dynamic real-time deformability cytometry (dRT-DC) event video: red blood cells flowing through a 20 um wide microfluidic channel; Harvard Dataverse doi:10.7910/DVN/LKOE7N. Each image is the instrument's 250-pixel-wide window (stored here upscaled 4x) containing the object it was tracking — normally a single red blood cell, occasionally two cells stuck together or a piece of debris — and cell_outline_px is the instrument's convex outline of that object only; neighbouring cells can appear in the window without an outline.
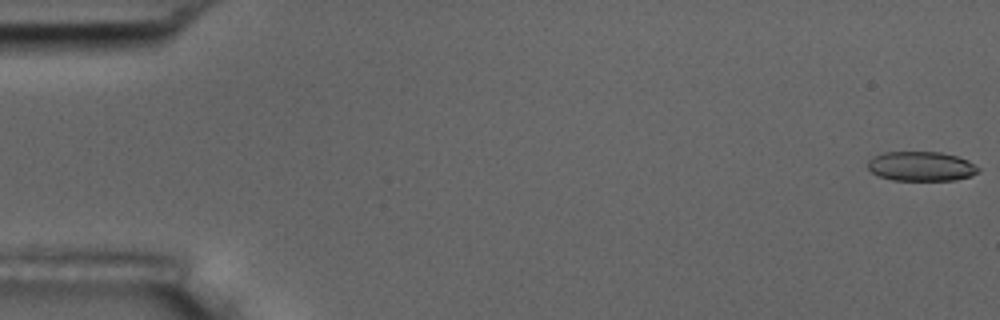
{"species": "common noctule bat (a hibernating species)", "species_latin": "Nyctalus noctula", "temperature_condition": "room temperature", "stored_images_in_passage": 56, "camera_frame_rate_fps": 3000, "um_per_image_px": 0.085, "animal": {"sex": "male", "body_mass_g": 17.5, "forearm_length_mm": 52.3}, "frame": {"image": 1, "passage_image": 1, "time_ms": 0.0, "image_size_px": [1000, 320], "cell_outline_px": [[980, 172], [972, 176], [952, 180], [892, 180], [880, 176], [872, 172], [868, 168], [868, 160], [872, 156], [884, 152], [940, 152], [956, 156], [968, 160], [980, 168]], "centroid_in_image_um": [78.31, 14.13], "position_along_channel_um": 6.7, "area_um2": 19.07}}
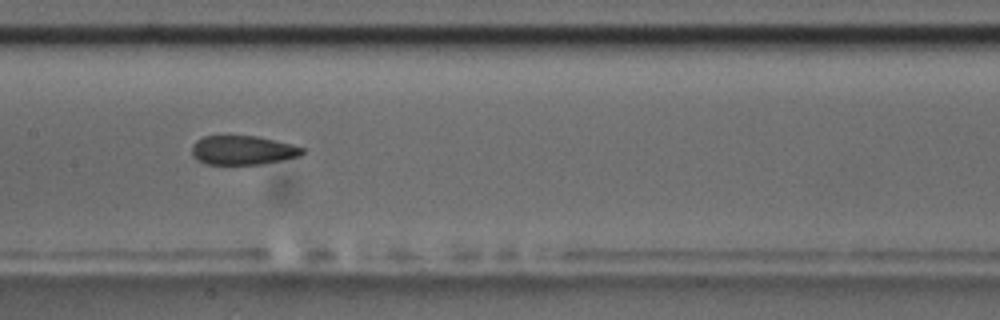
{"frame": {"image": 2, "passage_image": 28, "time_ms": 9.0, "image_size_px": [1000, 320], "cell_outline_px": [[304, 152], [300, 156], [260, 164], [204, 164], [196, 160], [192, 156], [192, 144], [196, 140], [204, 136], [256, 136], [292, 144], [304, 148]], "centroid_in_image_um": [20.59, 12.77], "position_along_channel_um": 186.8, "area_um2": 18.73}}
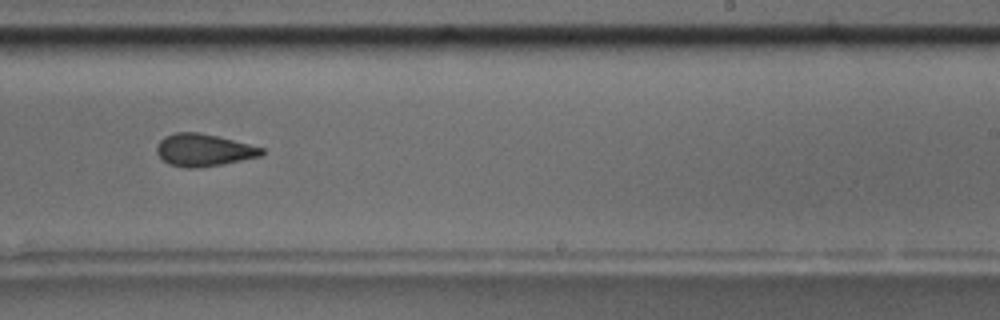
{"frame": {"image": 3, "passage_image": 35, "time_ms": 11.333, "image_size_px": [1000, 320], "cell_outline_px": [[264, 152], [260, 156], [200, 168], [184, 168], [168, 164], [156, 152], [156, 148], [160, 140], [164, 136], [176, 132], [196, 132], [216, 136], [264, 148]], "centroid_in_image_um": [17.26, 12.76], "position_along_channel_um": 271.7, "area_um2": 19.54}, "authors_computed_cell_mechanics": {"area_um2": 20.1433, "velocity_mm_per_s": 3.6534, "shape_relaxation_time_tau1_ms": 6.4082, "shape_relaxation_time_tau2_ms": 2.4691, "deformation_change_tau1": 0.1346, "deformation_change_tau2": 0.092}}